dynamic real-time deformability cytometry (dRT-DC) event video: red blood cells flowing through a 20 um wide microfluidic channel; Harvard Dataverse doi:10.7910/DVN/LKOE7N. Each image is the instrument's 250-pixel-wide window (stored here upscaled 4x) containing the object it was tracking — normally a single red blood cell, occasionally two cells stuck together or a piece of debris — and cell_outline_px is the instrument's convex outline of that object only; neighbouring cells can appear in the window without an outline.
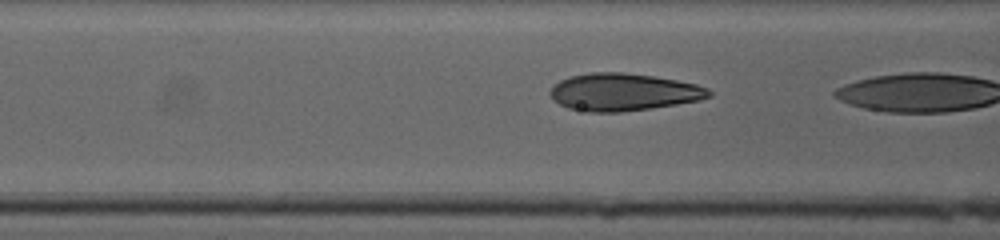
{"species": "human", "species_latin": "Homo sapiens", "temperature_condition": "cold", "stored_images_in_passage": 23, "segment_of_instrument_passage": [2, 2], "camera_frame_rate_fps": 3000, "um_per_image_px": 0.085, "donor": {"sex": "female"}, "frame": {"image": 1, "passage_image": 22, "time_ms": 7.0, "image_size_px": [1000, 240], "cell_outline_px": [[712, 96], [700, 100], [676, 104], [620, 112], [588, 112], [568, 108], [552, 100], [548, 92], [560, 80], [568, 76], [592, 72], [620, 72], [652, 76], [676, 80], [696, 84], [708, 88], [712, 92]], "centroid_in_image_um": [52.96, 7.82], "position_along_channel_um": 113.6, "area_um2": 34.56}}